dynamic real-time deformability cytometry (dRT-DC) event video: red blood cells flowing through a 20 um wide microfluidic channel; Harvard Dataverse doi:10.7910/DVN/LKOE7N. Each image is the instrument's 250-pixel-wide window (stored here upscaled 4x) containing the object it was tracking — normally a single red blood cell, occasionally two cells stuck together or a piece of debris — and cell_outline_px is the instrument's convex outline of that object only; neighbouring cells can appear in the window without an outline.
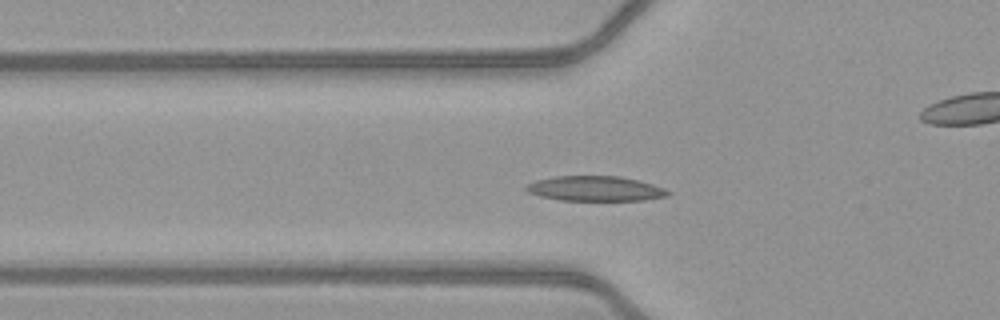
{"species": "common noctule bat (a hibernating species)", "species_latin": "Nyctalus noctula", "temperature_condition": "warm", "stored_images_in_passage": 49, "camera_frame_rate_fps": 3000, "um_per_image_px": 0.085, "animal": {"sex": "female", "body_mass_g": 21.9}, "frame": {"image": 1, "passage_image": 15, "time_ms": 4.667, "image_size_px": [1000, 320], "cell_outline_px": [[672, 192], [668, 196], [644, 200], [560, 200], [540, 196], [528, 192], [524, 188], [528, 184], [536, 180], [556, 176], [620, 176], [652, 184], [664, 188]], "centroid_in_image_um": [50.61, 16.03], "position_along_channel_um": 75.2, "area_um2": 20.52}}
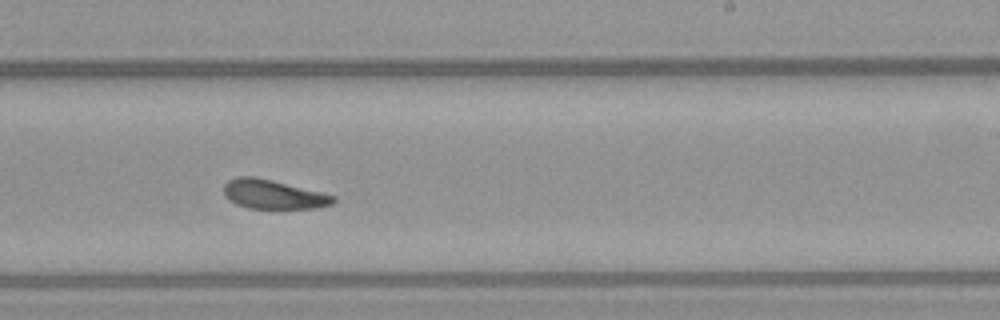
{"frame": {"image": 2, "passage_image": 29, "time_ms": 9.333, "image_size_px": [1000, 320], "cell_outline_px": [[336, 200], [332, 204], [316, 208], [248, 208], [236, 204], [228, 200], [224, 196], [224, 184], [228, 180], [236, 176], [252, 176], [272, 180], [336, 196]], "centroid_in_image_um": [23.19, 16.52], "position_along_channel_um": 265.8, "area_um2": 18.55}}
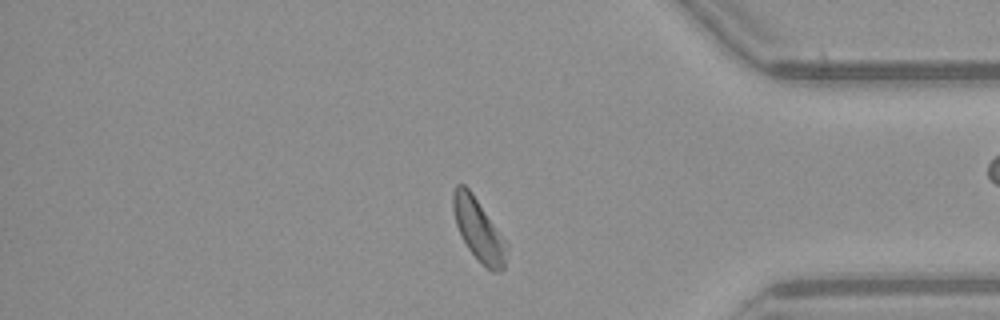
{"frame": {"image": 3, "passage_image": 40, "time_ms": 13.0, "image_size_px": [1000, 320], "cell_outline_px": [[508, 248], [504, 268], [500, 272], [492, 272], [468, 248], [456, 224], [452, 208], [452, 192], [456, 184], [464, 184], [472, 192], [508, 244]], "centroid_in_image_um": [40.68, 19.5], "position_along_channel_um": 394.5, "area_um2": 19.13}, "authors_computed_cell_mechanics": {"area_um2": 19.4786, "velocity_mm_per_s": 4.0646, "shape_relaxation_time_tau1_ms": 3.24, "shape_relaxation_time_tau2_ms": 2.9767, "deformation_change_tau1": 0.1279, "deformation_change_tau2": 0.1068}}